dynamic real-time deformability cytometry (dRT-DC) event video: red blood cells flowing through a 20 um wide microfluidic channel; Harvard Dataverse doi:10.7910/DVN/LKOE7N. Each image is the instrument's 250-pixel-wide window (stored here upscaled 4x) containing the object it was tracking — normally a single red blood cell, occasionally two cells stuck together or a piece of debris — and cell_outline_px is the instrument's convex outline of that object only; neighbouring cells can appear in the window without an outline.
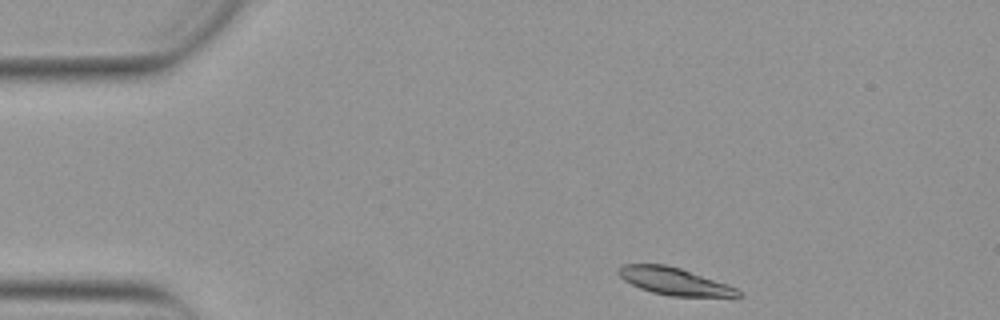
{"species": "Egyptian fruit bat (a non-hibernating species)", "species_latin": "Rousettus aegyptiacus", "temperature_condition": "warm", "stored_images_in_passage": 45, "camera_frame_rate_fps": 3000, "um_per_image_px": 0.085, "animal": {"sex": "female"}, "frame": {"image": 1, "passage_image": 1, "time_ms": 0.0, "image_size_px": [1000, 320], "cell_outline_px": [[744, 296], [668, 296], [652, 292], [640, 288], [624, 280], [616, 272], [616, 268], [620, 264], [664, 264], [680, 268], [736, 288]], "centroid_in_image_um": [57.22, 23.9], "position_along_channel_um": 27.8, "area_um2": 18.73}}
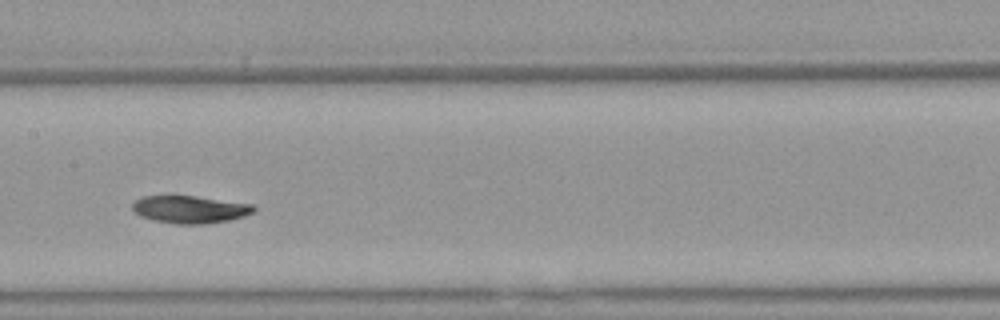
{"frame": {"image": 2, "passage_image": 19, "time_ms": 6.0, "image_size_px": [1000, 320], "cell_outline_px": [[256, 208], [252, 212], [244, 216], [228, 220], [204, 224], [176, 224], [152, 220], [140, 216], [132, 208], [132, 204], [136, 200], [144, 196], [196, 196], [252, 204]], "centroid_in_image_um": [16.13, 17.8], "position_along_channel_um": 191.3, "area_um2": 19.31}}
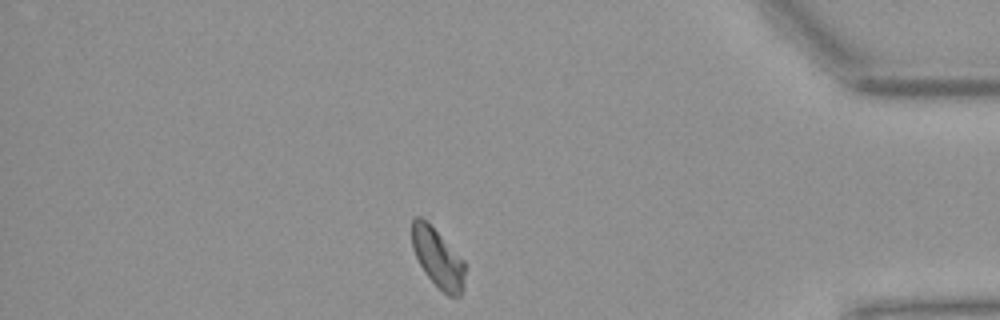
{"frame": {"image": 3, "passage_image": 38, "time_ms": 12.333, "image_size_px": [1000, 320], "cell_outline_px": [[464, 284], [460, 296], [448, 296], [424, 272], [412, 248], [412, 220], [416, 216], [420, 216], [464, 260]], "centroid_in_image_um": [37.21, 21.95], "position_along_channel_um": 398.0, "area_um2": 17.63}, "authors_computed_cell_mechanics": {"area_um2": 19.363, "velocity_mm_per_s": 3.8282, "shape_relaxation_time_tau1_ms": 3.6593, "shape_relaxation_time_tau2_ms": null, "deformation_change_tau1": 0.1085, "deformation_change_tau2": null}}